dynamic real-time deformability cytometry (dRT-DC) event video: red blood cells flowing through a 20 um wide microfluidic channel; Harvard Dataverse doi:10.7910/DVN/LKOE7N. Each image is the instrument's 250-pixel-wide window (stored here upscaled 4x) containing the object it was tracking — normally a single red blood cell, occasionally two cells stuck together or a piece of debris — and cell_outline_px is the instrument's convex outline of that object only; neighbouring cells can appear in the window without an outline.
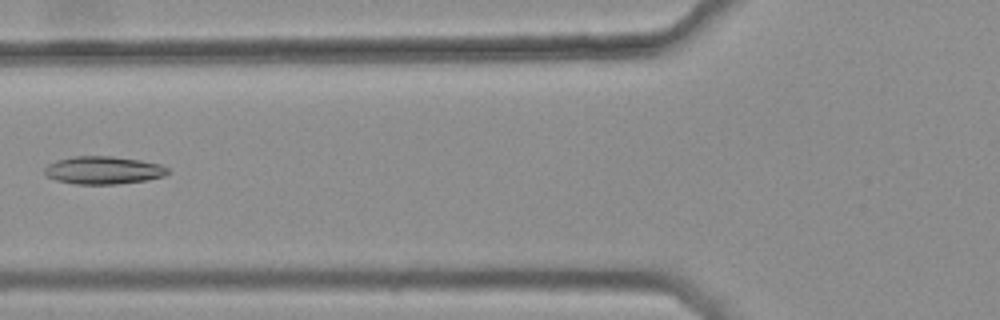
{"species": "common noctule bat (a hibernating species)", "species_latin": "Nyctalus noctula", "temperature_condition": "warm", "stored_images_in_passage": 7, "camera_frame_rate_fps": 3000, "um_per_image_px": 0.085, "animal": {"sex": "female", "body_mass_g": 25.1}, "frame": {"image": 1, "passage_image": 6, "time_ms": 1.667, "image_size_px": [1000, 320], "cell_outline_px": [[172, 172], [164, 176], [148, 180], [116, 184], [76, 184], [56, 180], [44, 176], [44, 168], [48, 164], [56, 160], [72, 156], [112, 156], [140, 160], [160, 164], [168, 168]], "centroid_in_image_um": [8.78, 14.47], "position_along_channel_um": 117.0, "area_um2": 20.23}}
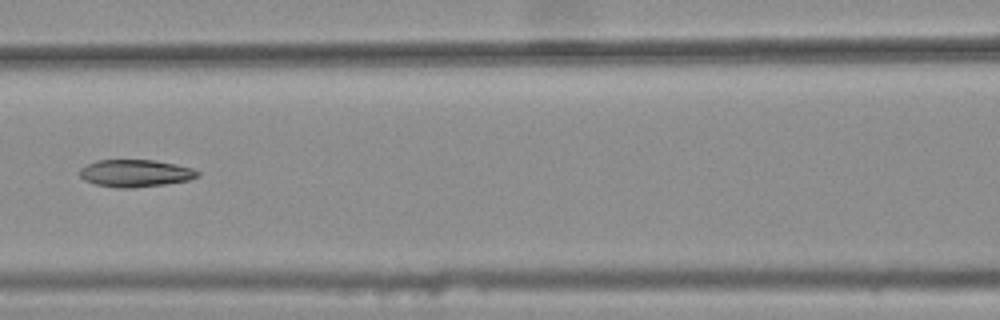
{"frame": {"image": 2, "passage_image": 7, "time_ms": 2.0, "image_size_px": [1000, 320], "cell_outline_px": [[200, 176], [188, 180], [164, 184], [132, 188], [120, 188], [96, 184], [84, 180], [80, 176], [80, 168], [96, 160], [152, 160], [176, 164], [192, 168], [200, 172]], "centroid_in_image_um": [11.51, 14.72], "position_along_channel_um": 155.1, "area_um2": 18.67}}